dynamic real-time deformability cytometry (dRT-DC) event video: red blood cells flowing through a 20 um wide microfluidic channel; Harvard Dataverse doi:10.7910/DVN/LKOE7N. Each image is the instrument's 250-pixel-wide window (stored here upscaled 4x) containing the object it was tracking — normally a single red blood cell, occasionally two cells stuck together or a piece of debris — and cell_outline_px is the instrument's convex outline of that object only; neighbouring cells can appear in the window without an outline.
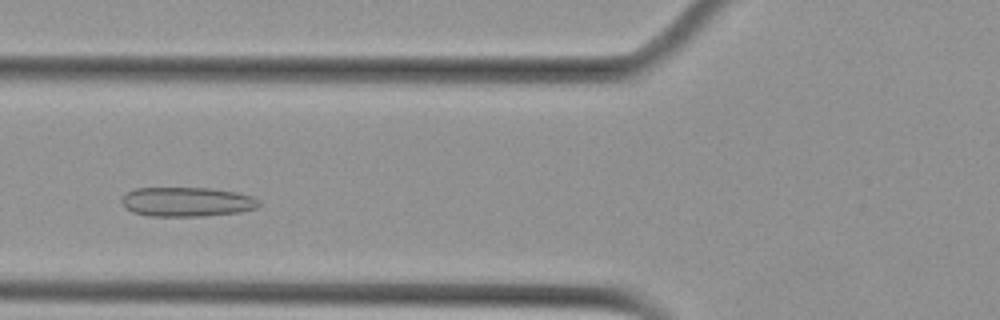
{"species": "Egyptian fruit bat (a non-hibernating species)", "species_latin": "Rousettus aegyptiacus", "temperature_condition": "cold", "stored_images_in_passage": 45, "camera_frame_rate_fps": 3000, "um_per_image_px": 0.085, "animal": {"sex": "female"}, "frame": {"image": 1, "passage_image": 12, "time_ms": 3.667, "image_size_px": [1000, 320], "cell_outline_px": [[260, 204], [256, 208], [240, 212], [204, 216], [148, 216], [132, 212], [124, 208], [120, 200], [128, 192], [136, 188], [212, 188], [236, 192], [252, 196], [260, 200]], "centroid_in_image_um": [15.88, 17.16], "position_along_channel_um": 109.9, "area_um2": 23.7}}
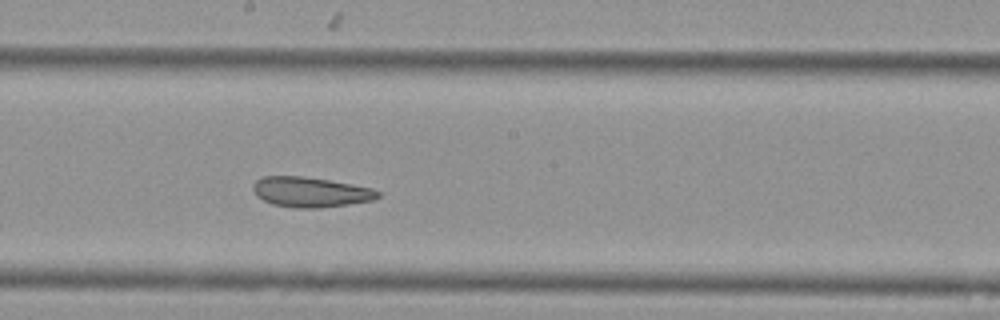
{"frame": {"image": 2, "passage_image": 21, "time_ms": 6.667, "image_size_px": [1000, 320], "cell_outline_px": [[380, 196], [372, 200], [348, 204], [320, 208], [296, 208], [272, 204], [256, 196], [252, 188], [252, 184], [256, 180], [264, 176], [300, 176], [328, 180], [352, 184], [372, 188], [380, 192]], "centroid_in_image_um": [26.37, 16.32], "position_along_channel_um": 221.8, "area_um2": 21.85}}
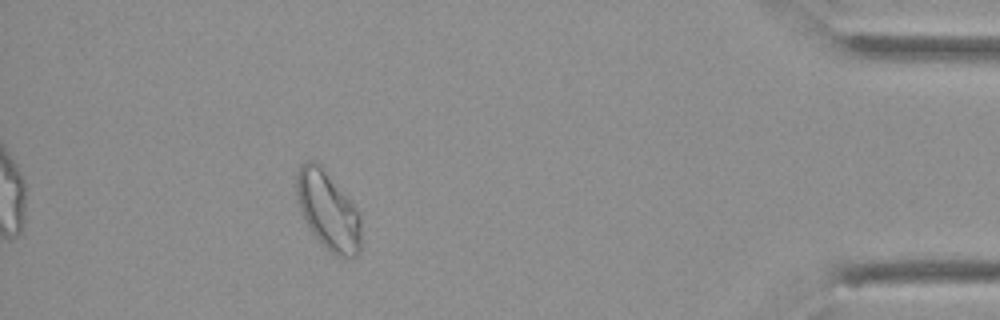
{"frame": {"image": 3, "passage_image": 40, "time_ms": 13.0, "image_size_px": [1000, 320], "cell_outline_px": [[360, 252], [352, 260], [340, 256], [324, 248], [312, 232], [300, 208], [296, 196], [296, 172], [300, 164], [304, 160], [316, 160], [320, 164], [360, 212]], "centroid_in_image_um": [27.88, 17.89], "position_along_channel_um": 407.3, "area_um2": 29.59}, "authors_computed_cell_mechanics": {"area_um2": 24.3916, "velocity_mm_per_s": 3.7354, "shape_relaxation_time_tau1_ms": null, "shape_relaxation_time_tau2_ms": 1.9003, "deformation_change_tau1": null, "deformation_change_tau2": 0.064}}